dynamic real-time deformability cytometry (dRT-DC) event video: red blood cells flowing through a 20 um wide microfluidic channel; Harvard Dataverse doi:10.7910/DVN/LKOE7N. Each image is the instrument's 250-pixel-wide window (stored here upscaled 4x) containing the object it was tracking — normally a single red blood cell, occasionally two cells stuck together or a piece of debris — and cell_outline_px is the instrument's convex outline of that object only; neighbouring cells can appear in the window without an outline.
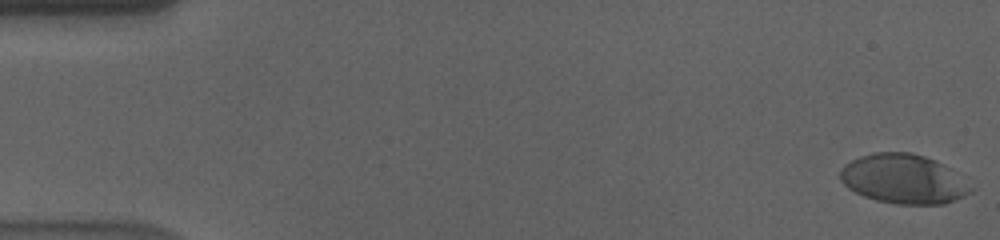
{"species": "human", "species_latin": "Homo sapiens", "temperature_condition": "cold", "stored_images_in_passage": 57, "camera_frame_rate_fps": 3000, "um_per_image_px": 0.085, "donor": {"sex": "male"}, "frame": {"image": 1, "passage_image": 1, "time_ms": 0.0, "image_size_px": [1000, 240], "cell_outline_px": [[972, 192], [956, 200], [944, 204], [896, 204], [876, 200], [864, 196], [848, 188], [840, 180], [840, 172], [844, 164], [860, 156], [872, 152], [912, 152], [936, 160], [972, 188]], "centroid_in_image_um": [76.74, 15.21], "position_along_channel_um": 8.3, "area_um2": 37.17}}
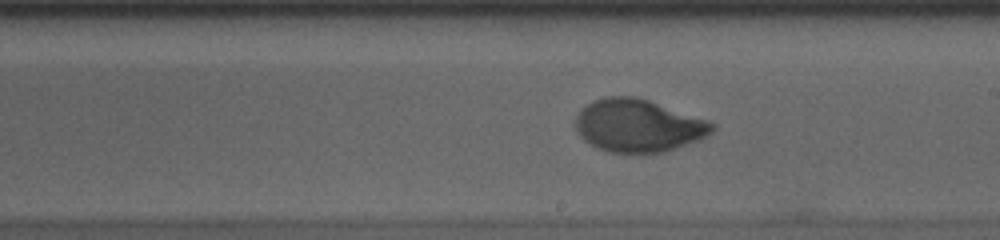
{"frame": {"image": 2, "passage_image": 33, "time_ms": 10.667, "image_size_px": [1000, 240], "cell_outline_px": [[716, 128], [708, 136], [700, 140], [664, 152], [608, 152], [596, 148], [584, 140], [576, 132], [576, 116], [592, 100], [604, 96], [636, 96], [708, 120], [716, 124]], "centroid_in_image_um": [54.26, 10.68], "position_along_channel_um": 234.7, "area_um2": 42.02}}
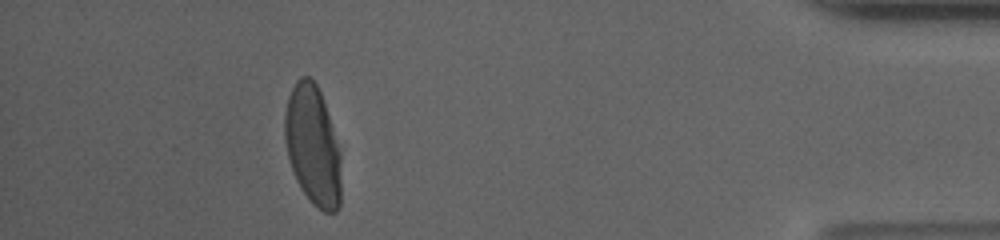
{"frame": {"image": 3, "passage_image": 52, "time_ms": 17.0, "image_size_px": [1000, 240], "cell_outline_px": [[340, 208], [336, 212], [324, 212], [312, 204], [300, 188], [296, 180], [288, 156], [284, 140], [284, 116], [288, 96], [296, 80], [300, 76], [308, 76], [316, 84], [320, 92], [340, 152]], "centroid_in_image_um": [26.56, 12.39], "position_along_channel_um": 408.6, "area_um2": 39.19}}